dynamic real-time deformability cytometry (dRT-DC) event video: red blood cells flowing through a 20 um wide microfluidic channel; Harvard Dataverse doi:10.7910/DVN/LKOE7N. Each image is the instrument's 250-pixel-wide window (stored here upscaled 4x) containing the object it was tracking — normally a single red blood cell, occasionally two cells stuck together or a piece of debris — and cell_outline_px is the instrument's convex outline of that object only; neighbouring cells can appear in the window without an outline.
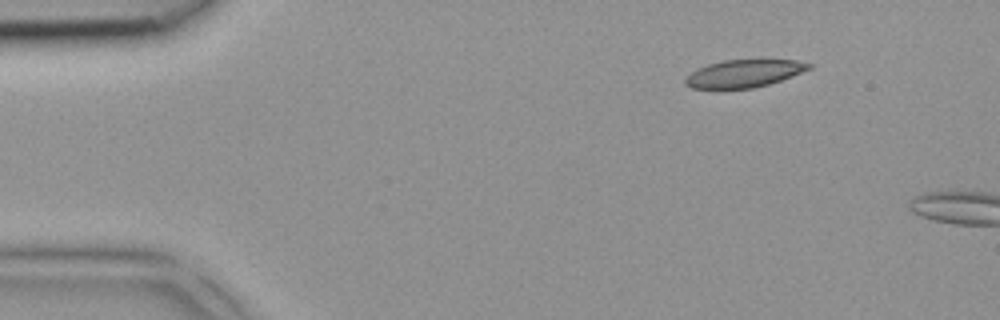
{"species": "common noctule bat (a hibernating species)", "species_latin": "Nyctalus noctula", "temperature_condition": "room temperature", "stored_images_in_passage": 3, "camera_frame_rate_fps": 3000, "um_per_image_px": 0.085, "animal": {"sex": "female", "body_mass_g": 18.4}, "frame": {"image": 1, "passage_image": 1, "time_ms": 0.0, "image_size_px": [1000, 320], "cell_outline_px": [[812, 68], [792, 76], [768, 84], [752, 88], [692, 88], [684, 84], [684, 80], [696, 68], [708, 64], [724, 60], [796, 60], [812, 64]], "centroid_in_image_um": [63.23, 6.24], "position_along_channel_um": 21.8, "area_um2": 19.65}}